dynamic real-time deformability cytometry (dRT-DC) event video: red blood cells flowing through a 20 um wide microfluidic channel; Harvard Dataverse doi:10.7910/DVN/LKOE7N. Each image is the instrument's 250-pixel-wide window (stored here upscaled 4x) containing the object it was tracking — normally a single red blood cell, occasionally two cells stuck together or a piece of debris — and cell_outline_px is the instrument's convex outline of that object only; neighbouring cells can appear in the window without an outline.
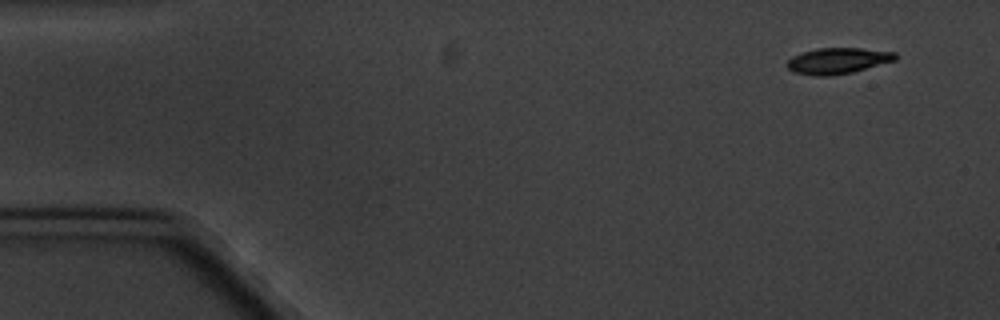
{"species": "common noctule bat (a hibernating species)", "species_latin": "Nyctalus noctula", "temperature_condition": "cold", "stored_images_in_passage": 6, "camera_frame_rate_fps": 3000, "um_per_image_px": 0.085, "animal": {"sex": "male", "body_mass_g": 20.1, "forearm_length_mm": 53.5}, "frame": {"image": 1, "passage_image": 1, "time_ms": 0.0, "image_size_px": [1000, 320], "cell_outline_px": [[896, 60], [852, 72], [828, 76], [816, 76], [792, 72], [784, 64], [792, 56], [816, 48], [860, 48], [896, 52]], "centroid_in_image_um": [71.17, 5.17], "position_along_channel_um": 13.8, "area_um2": 16.42}}
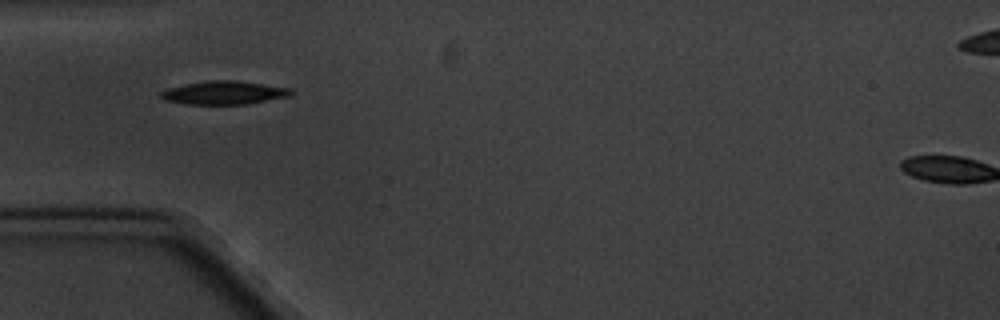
{"frame": {"image": 2, "passage_image": 5, "time_ms": 4.667, "image_size_px": [1000, 320], "cell_outline_px": [[292, 96], [244, 104], [188, 104], [164, 100], [160, 96], [160, 92], [168, 88], [184, 84], [208, 80], [236, 80], [292, 88]], "centroid_in_image_um": [19.05, 7.87], "position_along_channel_um": 65.9, "area_um2": 17.74}}